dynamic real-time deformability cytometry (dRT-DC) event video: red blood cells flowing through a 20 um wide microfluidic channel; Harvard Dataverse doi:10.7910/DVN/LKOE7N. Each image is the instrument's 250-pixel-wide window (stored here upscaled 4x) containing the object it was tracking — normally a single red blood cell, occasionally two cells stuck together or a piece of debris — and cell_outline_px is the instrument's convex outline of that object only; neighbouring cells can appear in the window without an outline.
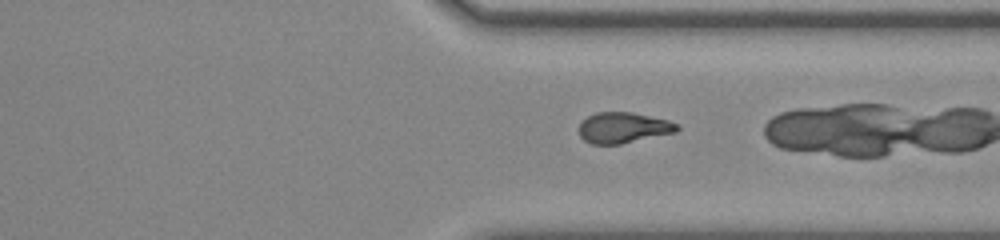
{"species": "common noctule bat (a hibernating species)", "species_latin": "Nyctalus noctula", "temperature_condition": "room temperature", "stored_images_in_passage": 40, "camera_frame_rate_fps": 3000, "um_per_image_px": 0.085, "animal": {"sex": "male", "body_mass_g": 20.0, "forearm_length_mm": 53.3}, "frame": {"image": 1, "passage_image": 38, "time_ms": 12.333, "image_size_px": [1000, 240], "cell_outline_px": [[680, 128], [676, 132], [620, 144], [592, 144], [584, 140], [580, 136], [580, 124], [588, 116], [596, 112], [632, 112], [668, 120], [680, 124]], "centroid_in_image_um": [53.01, 10.85], "position_along_channel_um": 358.4, "area_um2": 17.51}}